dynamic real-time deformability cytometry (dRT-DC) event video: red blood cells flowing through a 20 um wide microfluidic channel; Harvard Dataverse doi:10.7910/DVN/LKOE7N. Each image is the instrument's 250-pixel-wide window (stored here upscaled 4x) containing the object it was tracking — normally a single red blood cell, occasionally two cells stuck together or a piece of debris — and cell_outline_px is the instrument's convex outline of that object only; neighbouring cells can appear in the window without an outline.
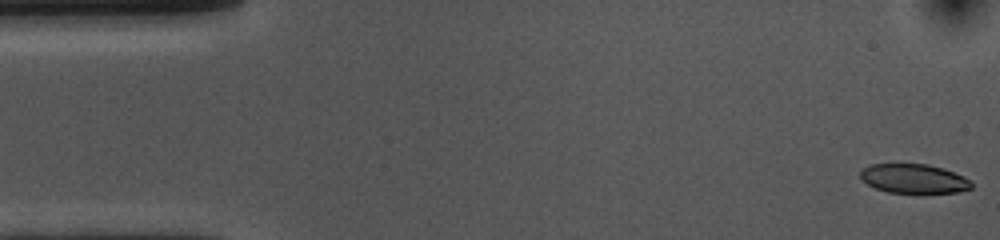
{"species": "common noctule bat (a hibernating species)", "species_latin": "Nyctalus noctula", "temperature_condition": "cold", "stored_images_in_passage": 52, "camera_frame_rate_fps": 3000, "um_per_image_px": 0.085, "animal": {"sex": "female", "body_mass_g": 10.0, "forearm_length_mm": 53.1}, "frame": {"image": 1, "passage_image": 1, "time_ms": 0.0, "image_size_px": [1000, 240], "cell_outline_px": [[972, 188], [960, 192], [888, 192], [876, 188], [860, 180], [860, 172], [864, 168], [872, 164], [928, 164], [944, 168], [964, 176], [972, 180]], "centroid_in_image_um": [77.7, 15.17], "position_along_channel_um": 7.3, "area_um2": 18.9}}
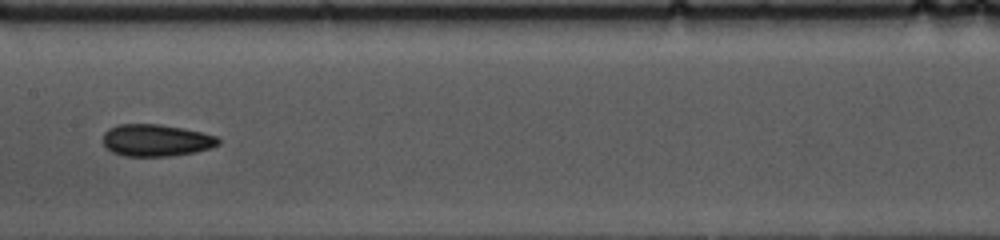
{"frame": {"image": 2, "passage_image": 25, "time_ms": 8.0, "image_size_px": [1000, 240], "cell_outline_px": [[220, 144], [196, 152], [168, 156], [124, 156], [112, 152], [104, 144], [104, 132], [108, 128], [116, 124], [160, 124], [184, 128], [216, 136], [220, 140]], "centroid_in_image_um": [13.25, 11.92], "position_along_channel_um": 194.1, "area_um2": 21.5}}
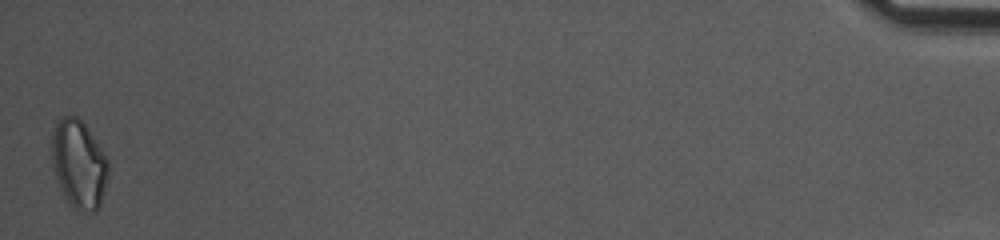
{"frame": {"image": 3, "passage_image": 52, "time_ms": 17.0, "image_size_px": [1000, 240], "cell_outline_px": [[108, 176], [100, 208], [96, 212], [80, 212], [64, 196], [56, 180], [52, 164], [52, 132], [56, 124], [64, 116], [76, 116], [84, 124], [108, 160]], "centroid_in_image_um": [6.7, 14.0], "position_along_channel_um": 428.5, "area_um2": 28.84}, "authors_computed_cell_mechanics": {"area_um2": 21.2993, "velocity_mm_per_s": 3.7266, "shape_relaxation_time_tau1_ms": 5.0637, "shape_relaxation_time_tau2_ms": 10.0959, "deformation_change_tau1": 0.1182, "deformation_change_tau2": 0.1446}}